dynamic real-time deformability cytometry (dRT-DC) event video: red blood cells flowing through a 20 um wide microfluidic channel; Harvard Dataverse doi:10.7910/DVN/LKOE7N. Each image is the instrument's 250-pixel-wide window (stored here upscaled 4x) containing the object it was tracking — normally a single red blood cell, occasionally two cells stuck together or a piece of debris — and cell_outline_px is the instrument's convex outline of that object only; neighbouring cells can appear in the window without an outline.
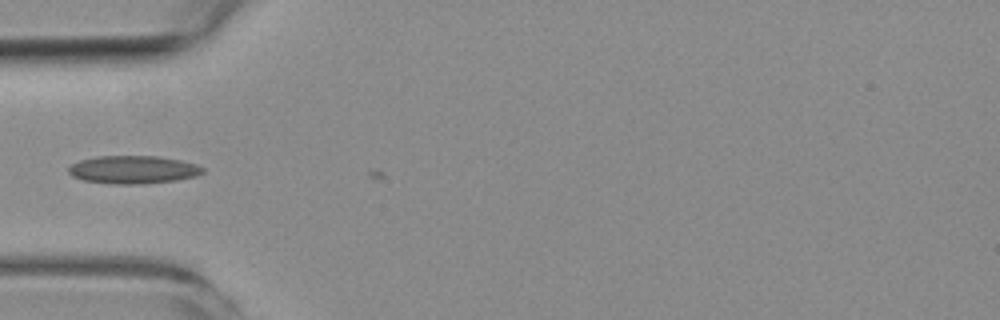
{"species": "common noctule bat (a hibernating species)", "species_latin": "Nyctalus noctula", "temperature_condition": "room temperature", "stored_images_in_passage": 5, "camera_frame_rate_fps": 3000, "um_per_image_px": 0.085, "animal": {"sex": "female", "body_mass_g": 19.3, "forearm_length_mm": 54.1}, "frame": {"image": 1, "passage_image": 4, "time_ms": 3.333, "image_size_px": [1000, 320], "cell_outline_px": [[204, 172], [196, 176], [176, 180], [144, 184], [112, 184], [84, 180], [72, 176], [68, 172], [68, 168], [72, 164], [80, 160], [96, 156], [156, 156], [180, 160], [196, 164], [204, 168]], "centroid_in_image_um": [11.32, 14.42], "position_along_channel_um": 73.7, "area_um2": 21.91}}